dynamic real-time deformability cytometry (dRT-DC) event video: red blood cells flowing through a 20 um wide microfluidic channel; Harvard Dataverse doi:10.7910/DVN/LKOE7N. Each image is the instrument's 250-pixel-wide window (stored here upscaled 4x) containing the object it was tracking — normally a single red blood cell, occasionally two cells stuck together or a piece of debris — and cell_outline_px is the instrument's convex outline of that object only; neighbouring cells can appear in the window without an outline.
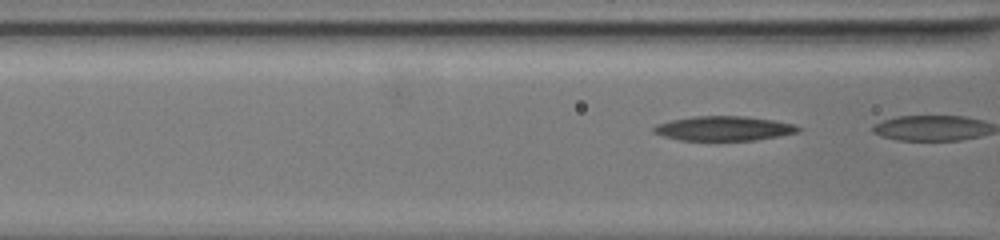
{"species": "common noctule bat (a hibernating species)", "species_latin": "Nyctalus noctula", "temperature_condition": "warm", "stored_images_in_passage": 5, "camera_frame_rate_fps": 3000, "um_per_image_px": 0.085, "animal": {"sex": "female", "body_mass_g": 19.5, "forearm_length_mm": 54.1}, "frame": {"image": 1, "passage_image": 4, "time_ms": 1.0, "image_size_px": [1000, 240], "cell_outline_px": [[800, 132], [780, 136], [756, 140], [680, 140], [664, 136], [652, 132], [652, 128], [656, 124], [672, 120], [692, 116], [748, 116], [772, 120], [792, 124], [800, 128]], "centroid_in_image_um": [61.51, 10.91], "position_along_channel_um": 105.1, "area_um2": 20.63}}